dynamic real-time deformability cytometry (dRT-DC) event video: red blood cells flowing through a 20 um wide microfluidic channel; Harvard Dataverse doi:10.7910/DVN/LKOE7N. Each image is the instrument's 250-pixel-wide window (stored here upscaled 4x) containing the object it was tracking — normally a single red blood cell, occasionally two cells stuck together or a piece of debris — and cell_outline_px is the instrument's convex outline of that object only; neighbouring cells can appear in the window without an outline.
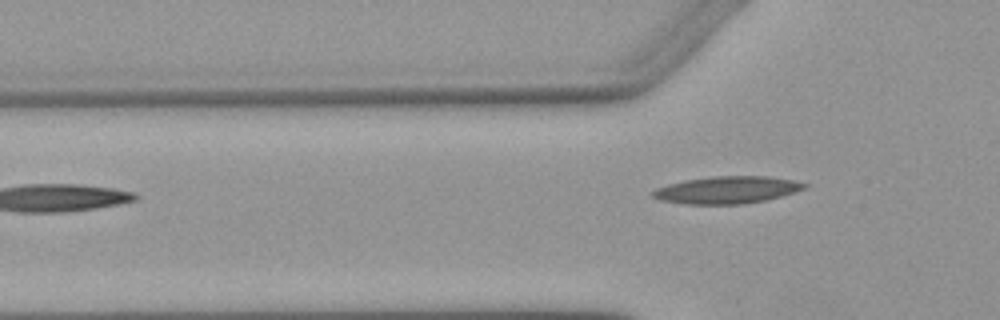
{"species": "Egyptian fruit bat (a non-hibernating species)", "species_latin": "Rousettus aegyptiacus", "temperature_condition": "warm", "stored_images_in_passage": 5, "camera_frame_rate_fps": 3000, "um_per_image_px": 0.085, "animal": {"sex": "female"}, "frame": {"image": 1, "passage_image": 5, "time_ms": 4.667, "image_size_px": [1000, 320], "cell_outline_px": [[808, 188], [780, 196], [764, 200], [744, 204], [684, 204], [660, 200], [652, 196], [648, 192], [656, 188], [668, 184], [684, 180], [712, 176], [768, 176], [792, 180], [808, 184]], "centroid_in_image_um": [61.76, 16.14], "position_along_channel_um": 64.0, "area_um2": 24.16}}